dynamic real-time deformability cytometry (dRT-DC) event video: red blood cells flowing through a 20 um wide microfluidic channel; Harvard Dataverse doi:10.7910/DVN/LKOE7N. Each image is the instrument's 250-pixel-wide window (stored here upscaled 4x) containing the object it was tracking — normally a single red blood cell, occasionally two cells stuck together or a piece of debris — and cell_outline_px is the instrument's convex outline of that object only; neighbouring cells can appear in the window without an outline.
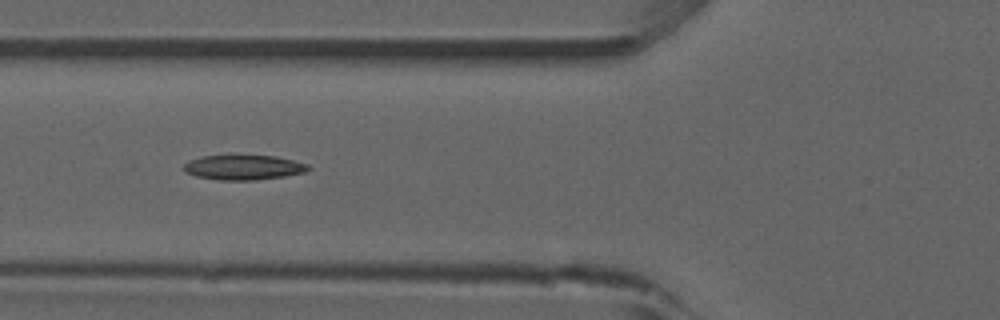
{"species": "common noctule bat (a hibernating species)", "species_latin": "Nyctalus noctula", "temperature_condition": "room temperature", "stored_images_in_passage": 9, "camera_frame_rate_fps": 3000, "um_per_image_px": 0.085, "animal": {"sex": "male", "forearm_length_mm": 52.5}, "frame": {"image": 1, "passage_image": 6, "time_ms": 6.0, "image_size_px": [1000, 320], "cell_outline_px": [[312, 168], [304, 172], [284, 176], [256, 180], [220, 180], [196, 176], [184, 172], [184, 164], [188, 160], [204, 156], [236, 152], [276, 156], [308, 164]], "centroid_in_image_um": [20.67, 14.17], "position_along_channel_um": 105.1, "area_um2": 18.9}}
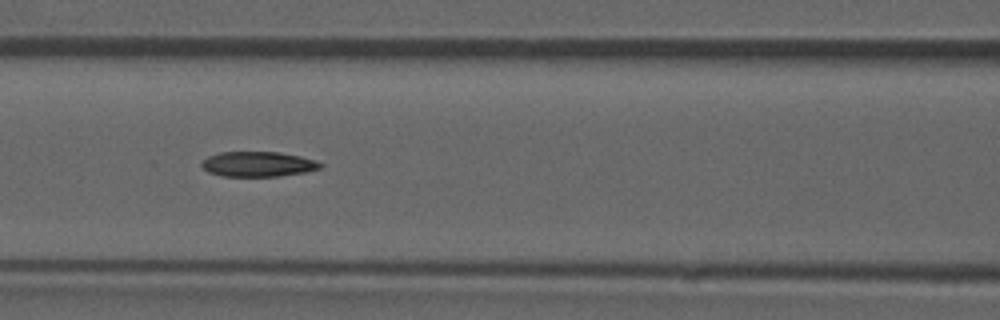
{"frame": {"image": 2, "passage_image": 7, "time_ms": 7.0, "image_size_px": [1000, 320], "cell_outline_px": [[324, 164], [320, 168], [304, 172], [280, 176], [224, 176], [208, 172], [200, 164], [208, 156], [220, 152], [280, 152], [300, 156], [316, 160]], "centroid_in_image_um": [21.95, 13.94], "position_along_channel_um": 144.7, "area_um2": 17.28}}